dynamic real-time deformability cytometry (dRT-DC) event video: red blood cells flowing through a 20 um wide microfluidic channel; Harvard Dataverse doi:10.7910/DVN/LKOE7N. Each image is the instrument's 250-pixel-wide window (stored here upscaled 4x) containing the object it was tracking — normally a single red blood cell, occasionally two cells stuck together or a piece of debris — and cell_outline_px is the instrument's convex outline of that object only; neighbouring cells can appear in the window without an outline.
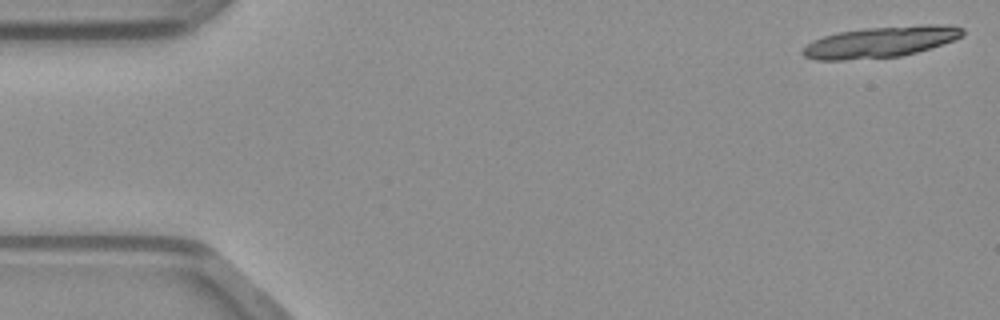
{"species": "common noctule bat (a hibernating species)", "species_latin": "Nyctalus noctula", "temperature_condition": "warm", "stored_images_in_passage": 16, "camera_frame_rate_fps": 3000, "um_per_image_px": 0.085, "animal": {"sex": "male", "body_mass_g": 23.1, "forearm_length_mm": 52.7}, "frame": {"image": 1, "passage_image": 1, "time_ms": 0.0, "image_size_px": [1000, 320], "cell_outline_px": [[964, 36], [916, 52], [900, 56], [844, 60], [816, 60], [804, 56], [800, 52], [808, 44], [824, 36], [836, 32], [864, 28], [924, 24], [952, 24], [964, 28]], "centroid_in_image_um": [74.87, 3.55], "position_along_channel_um": 10.1, "area_um2": 28.9}}